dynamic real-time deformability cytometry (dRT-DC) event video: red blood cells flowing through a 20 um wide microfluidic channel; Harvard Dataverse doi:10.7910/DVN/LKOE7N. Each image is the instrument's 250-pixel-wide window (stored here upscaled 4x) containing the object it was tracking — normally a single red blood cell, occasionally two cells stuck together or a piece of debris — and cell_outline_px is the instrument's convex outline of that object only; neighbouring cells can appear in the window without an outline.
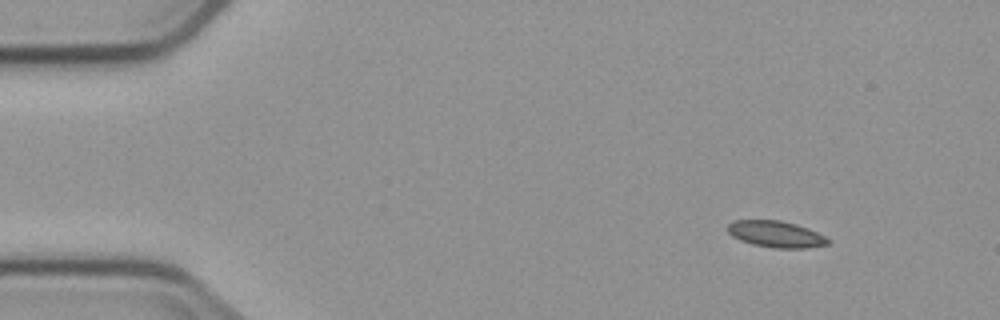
{"species": "common noctule bat (a hibernating species)", "species_latin": "Nyctalus noctula", "temperature_condition": "cold", "stored_images_in_passage": 5, "segment_of_instrument_passage": [1, 2], "camera_frame_rate_fps": 3000, "um_per_image_px": 0.085, "animal": {"sex": "male", "body_mass_g": 23.1, "forearm_length_mm": 52.7}, "frame": {"image": 1, "passage_image": 1, "time_ms": 0.0, "image_size_px": [1000, 320], "cell_outline_px": [[832, 240], [828, 244], [804, 248], [772, 248], [752, 244], [740, 240], [732, 236], [728, 232], [728, 224], [732, 220], [780, 220], [796, 224], [808, 228]], "centroid_in_image_um": [65.94, 19.9], "position_along_channel_um": 19.1, "area_um2": 15.49}}
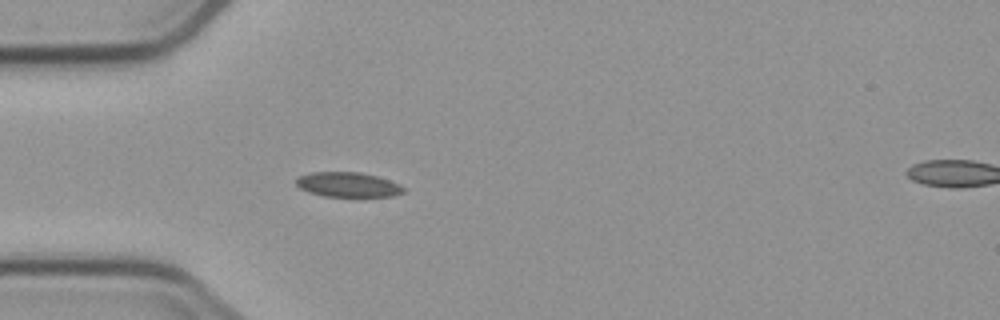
{"frame": {"image": 2, "passage_image": 4, "time_ms": 3.333, "image_size_px": [1000, 320], "cell_outline_px": [[404, 192], [392, 196], [324, 196], [308, 192], [300, 188], [296, 184], [296, 180], [300, 176], [312, 172], [360, 172], [376, 176], [400, 184], [404, 188]], "centroid_in_image_um": [29.57, 15.69], "position_along_channel_um": 55.4, "area_um2": 15.32}}